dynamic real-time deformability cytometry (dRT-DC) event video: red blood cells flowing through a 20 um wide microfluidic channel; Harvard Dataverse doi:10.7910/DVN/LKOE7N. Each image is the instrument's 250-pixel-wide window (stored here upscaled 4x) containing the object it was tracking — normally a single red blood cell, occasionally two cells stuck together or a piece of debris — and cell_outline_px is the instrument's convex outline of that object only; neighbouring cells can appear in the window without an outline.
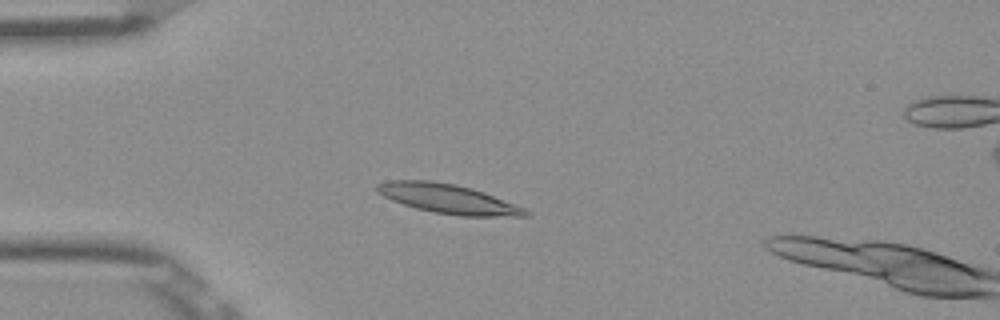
{"species": "Egyptian fruit bat (a non-hibernating species)", "species_latin": "Rousettus aegyptiacus", "temperature_condition": "room temperature", "stored_images_in_passage": 16, "camera_frame_rate_fps": 3000, "um_per_image_px": 0.085, "frame": {"image": 1, "passage_image": 14, "time_ms": 4.333, "image_size_px": [1000, 320], "cell_outline_px": [[532, 216], [460, 216], [432, 212], [416, 208], [392, 200], [376, 192], [376, 184], [388, 180], [428, 180], [452, 184], [472, 188], [484, 192], [524, 208], [532, 212]], "centroid_in_image_um": [38.09, 16.9], "position_along_channel_um": 46.9, "area_um2": 25.32}}